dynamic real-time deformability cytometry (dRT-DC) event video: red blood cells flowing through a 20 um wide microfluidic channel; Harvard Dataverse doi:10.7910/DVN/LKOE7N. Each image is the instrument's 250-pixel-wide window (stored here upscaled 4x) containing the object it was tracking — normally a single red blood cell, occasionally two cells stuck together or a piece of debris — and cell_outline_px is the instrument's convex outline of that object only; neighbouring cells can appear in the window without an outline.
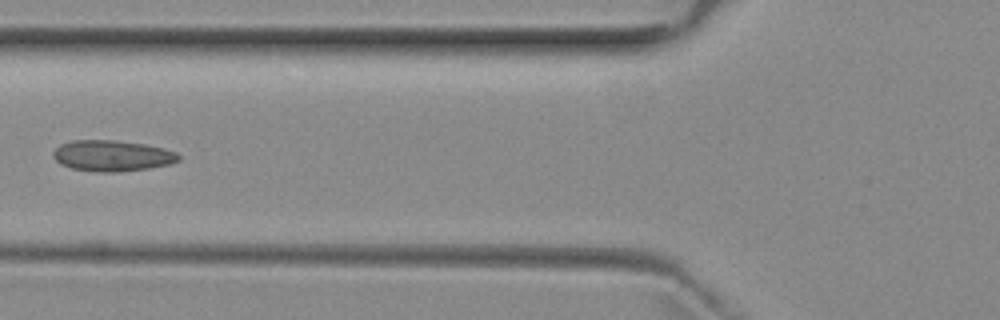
{"species": "common noctule bat (a hibernating species)", "species_latin": "Nyctalus noctula", "temperature_condition": "room temperature", "stored_images_in_passage": 6, "camera_frame_rate_fps": 3000, "um_per_image_px": 0.085, "animal": {"sex": "female", "body_mass_g": 29.2, "forearm_length_mm": 56.3}, "frame": {"image": 1, "passage_image": 6, "time_ms": 6.0, "image_size_px": [1000, 320], "cell_outline_px": [[180, 160], [168, 164], [148, 168], [120, 172], [96, 172], [72, 168], [60, 164], [52, 156], [52, 152], [60, 144], [72, 140], [116, 140], [144, 144], [164, 148], [176, 152], [180, 156]], "centroid_in_image_um": [9.51, 13.23], "position_along_channel_um": 116.3, "area_um2": 22.72}}